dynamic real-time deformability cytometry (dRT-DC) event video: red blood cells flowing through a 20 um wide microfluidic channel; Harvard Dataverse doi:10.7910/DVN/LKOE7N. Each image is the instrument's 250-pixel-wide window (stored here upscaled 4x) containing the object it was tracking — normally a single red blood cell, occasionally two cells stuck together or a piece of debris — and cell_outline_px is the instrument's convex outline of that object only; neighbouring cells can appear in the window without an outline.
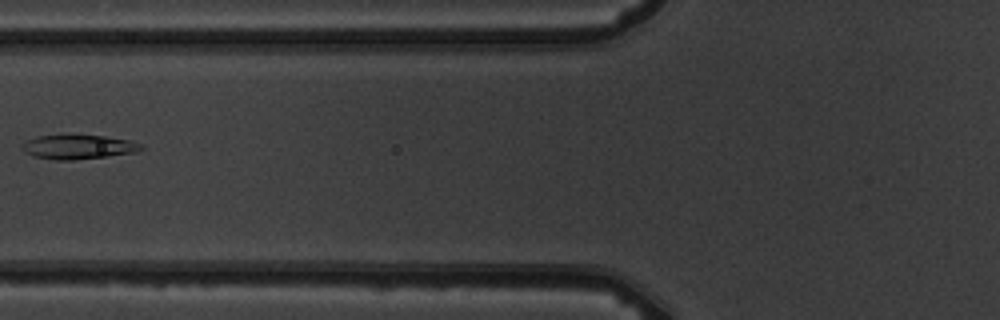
{"species": "common noctule bat (a hibernating species)", "species_latin": "Nyctalus noctula", "temperature_condition": "warm", "stored_images_in_passage": 7, "camera_frame_rate_fps": 3000, "um_per_image_px": 0.085, "animal": {"sex": "male", "body_mass_g": 19.5, "forearm_length_mm": 54.6}, "frame": {"image": 1, "passage_image": 6, "time_ms": 6.0, "image_size_px": [1000, 320], "cell_outline_px": [[144, 148], [136, 152], [72, 160], [56, 160], [32, 156], [24, 152], [20, 148], [20, 144], [28, 140], [40, 136], [64, 132], [104, 136], [132, 140], [140, 144]], "centroid_in_image_um": [6.59, 12.44], "position_along_channel_um": 119.2, "area_um2": 17.46}}
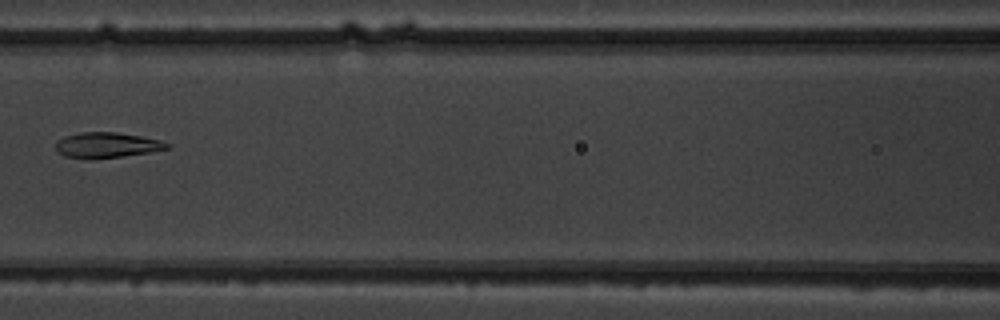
{"frame": {"image": 2, "passage_image": 7, "time_ms": 7.0, "image_size_px": [1000, 320], "cell_outline_px": [[172, 148], [152, 152], [124, 156], [92, 160], [88, 160], [64, 156], [56, 152], [56, 140], [64, 136], [80, 132], [116, 132], [140, 136], [160, 140], [172, 144]], "centroid_in_image_um": [9.08, 12.35], "position_along_channel_um": 157.5, "area_um2": 16.99}}